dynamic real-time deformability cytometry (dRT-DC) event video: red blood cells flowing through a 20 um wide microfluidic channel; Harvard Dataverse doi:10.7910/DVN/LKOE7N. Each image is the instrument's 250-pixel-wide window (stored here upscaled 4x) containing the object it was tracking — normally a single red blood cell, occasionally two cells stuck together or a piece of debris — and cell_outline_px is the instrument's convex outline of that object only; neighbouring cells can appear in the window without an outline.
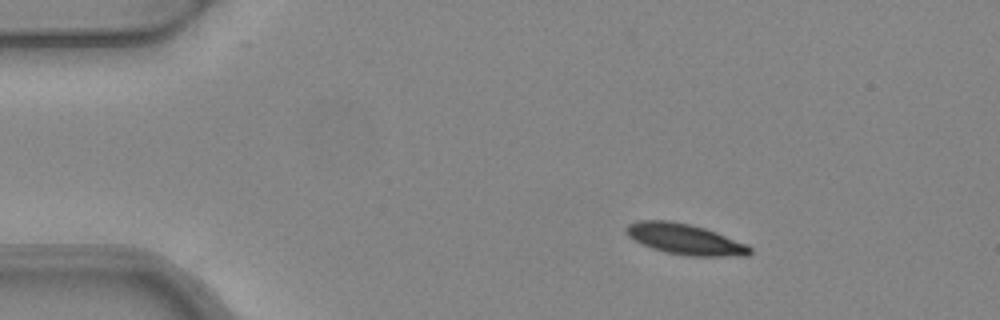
{"species": "common noctule bat (a hibernating species)", "species_latin": "Nyctalus noctula", "temperature_condition": "warm", "stored_images_in_passage": 2, "camera_frame_rate_fps": 3000, "um_per_image_px": 0.085, "animal": {"sex": "female", "body_mass_g": 24.6, "forearm_length_mm": 56.2}, "frame": {"image": 1, "passage_image": 1, "time_ms": 0.0, "image_size_px": [1000, 320], "cell_outline_px": [[752, 252], [748, 256], [688, 256], [664, 252], [640, 244], [628, 236], [624, 228], [628, 224], [636, 220], [668, 220], [692, 224], [716, 232], [748, 244], [752, 248]], "centroid_in_image_um": [58.22, 20.33], "position_along_channel_um": 26.8, "area_um2": 22.48}}